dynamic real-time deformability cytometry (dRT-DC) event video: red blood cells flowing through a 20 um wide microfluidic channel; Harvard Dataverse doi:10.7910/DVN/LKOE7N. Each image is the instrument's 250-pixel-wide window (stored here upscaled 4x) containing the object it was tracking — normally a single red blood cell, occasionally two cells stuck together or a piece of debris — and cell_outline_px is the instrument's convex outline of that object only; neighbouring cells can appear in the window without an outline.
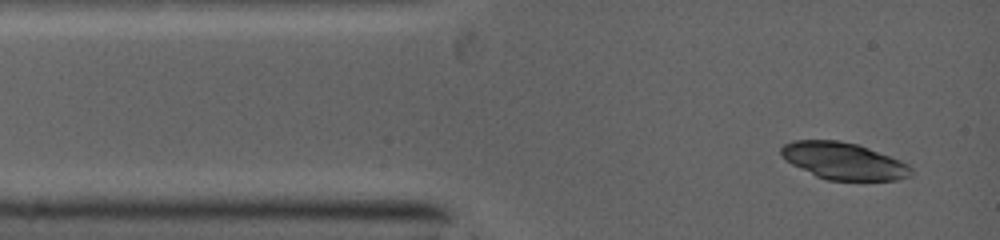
{"species": "common noctule bat (a hibernating species)", "species_latin": "Nyctalus noctula", "temperature_condition": "warm", "stored_images_in_passage": 2, "camera_frame_rate_fps": 5000, "um_per_image_px": 0.085, "animal": {"sex": "female", "body_mass_g": 19.0, "forearm_length_mm": 53.3}, "frame": {"image": 1, "passage_image": 1, "time_ms": 0.0, "image_size_px": [1000, 240], "cell_outline_px": [[912, 172], [908, 176], [896, 180], [828, 180], [816, 176], [792, 164], [780, 152], [780, 148], [784, 144], [796, 140], [836, 140], [856, 144], [888, 156], [912, 168]], "centroid_in_image_um": [71.66, 13.68], "position_along_channel_um": 13.3, "area_um2": 27.22}}